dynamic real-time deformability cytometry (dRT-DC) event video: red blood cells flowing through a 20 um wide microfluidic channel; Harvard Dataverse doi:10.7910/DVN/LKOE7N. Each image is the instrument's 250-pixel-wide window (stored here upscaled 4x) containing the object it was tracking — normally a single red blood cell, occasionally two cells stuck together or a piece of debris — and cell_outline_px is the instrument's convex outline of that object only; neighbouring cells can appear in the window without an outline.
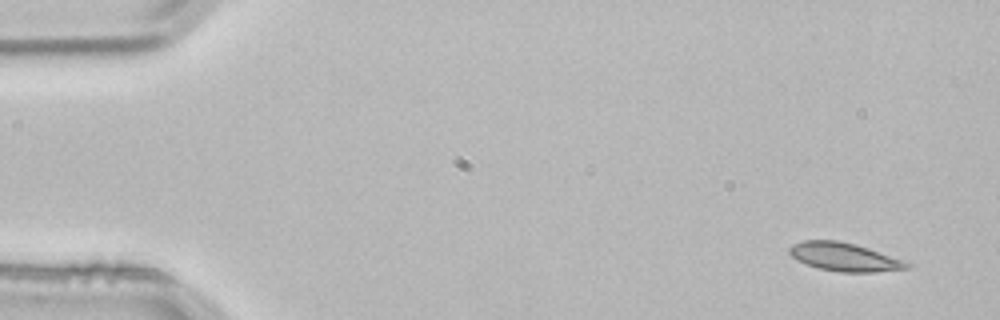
{"species": "common noctule bat (a hibernating species)", "species_latin": "Nyctalus noctula", "temperature_condition": "room temperature", "stored_images_in_passage": 3, "camera_frame_rate_fps": 3000, "um_per_image_px": 0.085, "animal": {"sex": "male", "body_mass_g": 21.5, "forearm_length_mm": 52.0}, "frame": {"image": 1, "passage_image": 1, "time_ms": 0.0, "image_size_px": [1000, 320], "cell_outline_px": [[912, 264], [908, 268], [876, 272], [840, 272], [820, 268], [808, 264], [792, 256], [788, 252], [788, 248], [792, 244], [804, 240], [836, 240], [856, 244], [868, 248]], "centroid_in_image_um": [71.74, 21.83], "position_along_channel_um": 13.3, "area_um2": 19.07}}
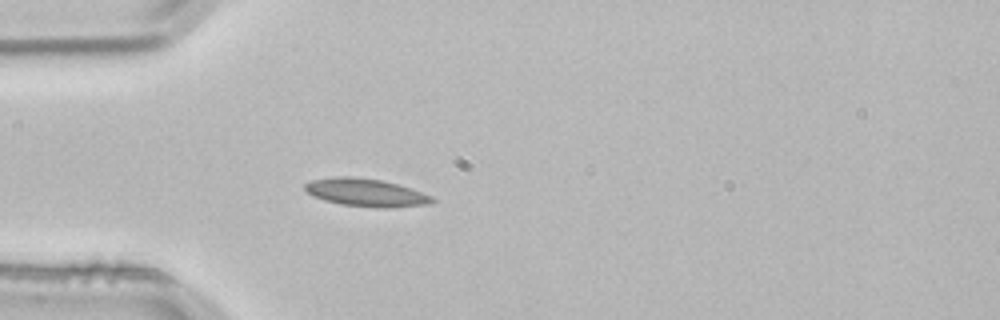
{"frame": {"image": 2, "passage_image": 3, "time_ms": 0.667, "image_size_px": [1000, 320], "cell_outline_px": [[436, 200], [424, 204], [388, 208], [376, 208], [340, 204], [324, 200], [312, 196], [304, 188], [304, 184], [312, 180], [336, 176], [352, 176], [380, 180], [396, 184], [432, 196]], "centroid_in_image_um": [31.04, 16.37], "position_along_channel_um": 54.0, "area_um2": 20.4}}